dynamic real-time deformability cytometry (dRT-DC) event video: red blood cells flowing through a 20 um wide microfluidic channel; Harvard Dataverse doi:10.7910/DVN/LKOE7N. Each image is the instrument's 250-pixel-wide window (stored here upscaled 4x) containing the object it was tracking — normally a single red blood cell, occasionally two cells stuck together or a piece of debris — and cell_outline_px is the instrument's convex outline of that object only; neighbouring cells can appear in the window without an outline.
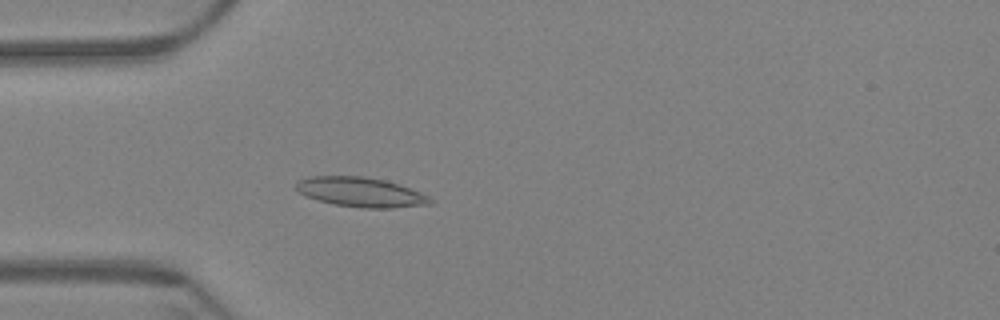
{"species": "Egyptian fruit bat (a non-hibernating species)", "species_latin": "Rousettus aegyptiacus", "temperature_condition": "warm", "stored_images_in_passage": 61, "camera_frame_rate_fps": 3000, "um_per_image_px": 0.085, "animal": {"sex": "female"}, "frame": {"image": 1, "passage_image": 18, "time_ms": 5.667, "image_size_px": [1000, 320], "cell_outline_px": [[436, 200], [432, 204], [392, 208], [360, 208], [332, 204], [308, 196], [300, 192], [296, 188], [296, 184], [300, 180], [308, 176], [364, 176], [388, 180], [420, 192]], "centroid_in_image_um": [30.72, 16.33], "position_along_channel_um": 54.3, "area_um2": 23.24}}
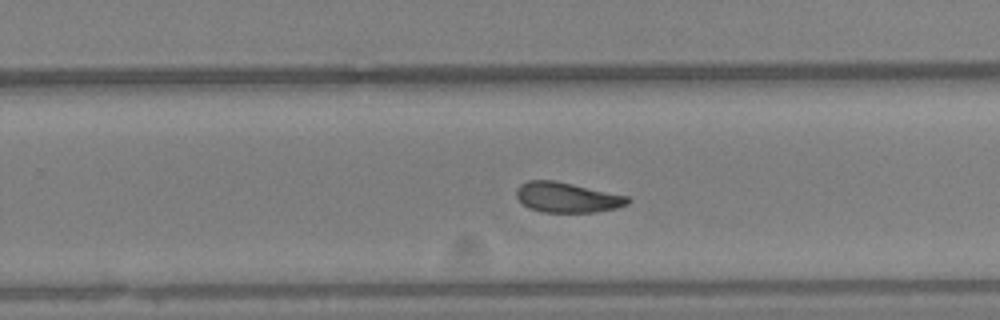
{"frame": {"image": 2, "passage_image": 39, "time_ms": 12.667, "image_size_px": [1000, 320], "cell_outline_px": [[632, 200], [628, 204], [616, 208], [596, 212], [540, 212], [528, 208], [516, 196], [516, 188], [520, 184], [528, 180], [552, 180], [572, 184], [628, 196]], "centroid_in_image_um": [48.19, 16.78], "position_along_channel_um": 281.6, "area_um2": 19.54}}
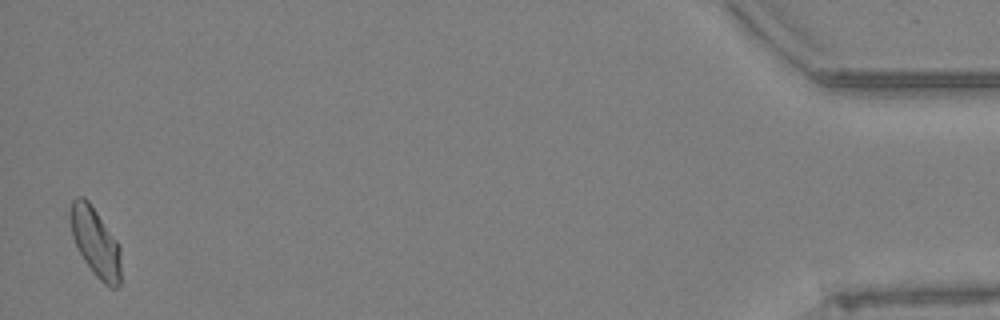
{"frame": {"image": 3, "passage_image": 60, "time_ms": 19.667, "image_size_px": [1000, 320], "cell_outline_px": [[120, 284], [116, 288], [112, 288], [104, 284], [92, 272], [84, 260], [72, 236], [68, 216], [68, 212], [72, 200], [76, 196], [84, 196], [88, 200], [120, 244]], "centroid_in_image_um": [8.09, 20.55], "position_along_channel_um": 427.1, "area_um2": 20.58}, "authors_computed_cell_mechanics": {"area_um2": 20.4034, "velocity_mm_per_s": 3.3658, "shape_relaxation_time_tau1_ms": 8.9378, "shape_relaxation_time_tau2_ms": 3.008, "deformation_change_tau1": 0.1802, "deformation_change_tau2": 0.086}}